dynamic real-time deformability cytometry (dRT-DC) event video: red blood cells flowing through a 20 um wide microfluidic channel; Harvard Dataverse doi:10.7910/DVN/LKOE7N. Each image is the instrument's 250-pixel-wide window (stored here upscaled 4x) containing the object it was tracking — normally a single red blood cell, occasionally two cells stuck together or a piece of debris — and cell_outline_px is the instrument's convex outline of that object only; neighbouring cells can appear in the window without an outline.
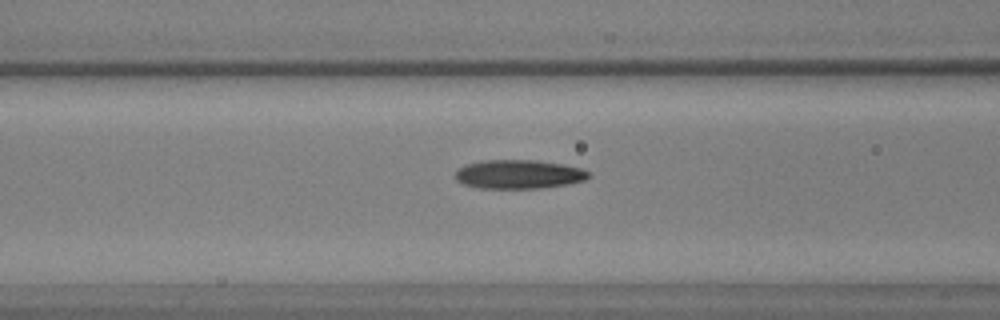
{"species": "common noctule bat (a hibernating species)", "species_latin": "Nyctalus noctula", "temperature_condition": "warm", "stored_images_in_passage": 35, "camera_frame_rate_fps": 3000, "um_per_image_px": 0.085, "animal": {"sex": "male", "body_mass_g": 17.9, "forearm_length_mm": 54.2}, "frame": {"image": 1, "passage_image": 5, "time_ms": 1.333, "image_size_px": [1000, 320], "cell_outline_px": [[588, 176], [584, 180], [568, 184], [540, 188], [480, 188], [464, 184], [456, 180], [456, 168], [464, 164], [484, 160], [536, 160], [564, 164], [580, 168], [588, 172]], "centroid_in_image_um": [44.05, 14.8], "position_along_channel_um": 122.6, "area_um2": 22.43}}
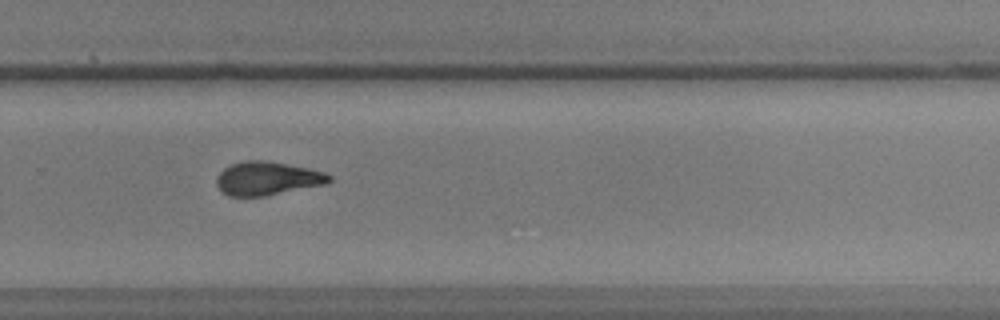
{"frame": {"image": 2, "passage_image": 19, "time_ms": 6.0, "image_size_px": [1000, 320], "cell_outline_px": [[332, 180], [324, 184], [264, 196], [228, 196], [216, 184], [216, 176], [224, 168], [232, 164], [244, 160], [268, 160], [308, 168], [324, 172], [332, 176]], "centroid_in_image_um": [22.71, 15.15], "position_along_channel_um": 307.1, "area_um2": 21.91}}
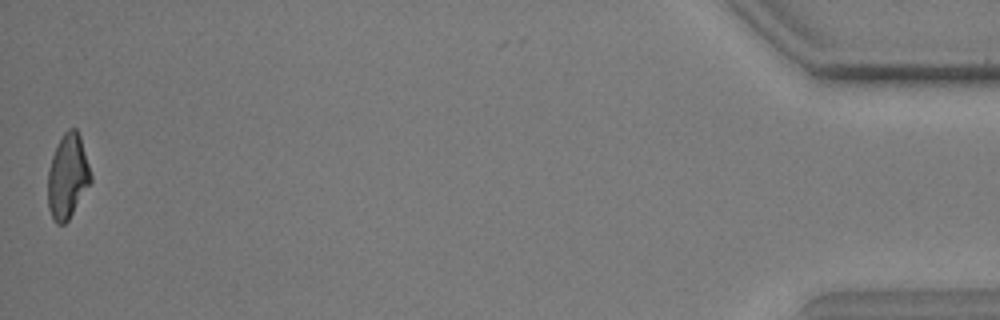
{"frame": {"image": 3, "passage_image": 35, "time_ms": 11.333, "image_size_px": [1000, 320], "cell_outline_px": [[92, 180], [68, 220], [64, 224], [56, 224], [52, 220], [48, 208], [48, 168], [52, 156], [64, 132], [68, 128], [76, 128], [80, 136], [92, 176]], "centroid_in_image_um": [5.74, 15.01], "position_along_channel_um": 429.5, "area_um2": 20.98}, "authors_computed_cell_mechanics": {"area_um2": 22.1374, "velocity_mm_per_s": 3.9606, "shape_relaxation_time_tau1_ms": 7.6654, "shape_relaxation_time_tau2_ms": 3.6454, "deformation_change_tau1": 0.217, "deformation_change_tau2": 0.1268}}